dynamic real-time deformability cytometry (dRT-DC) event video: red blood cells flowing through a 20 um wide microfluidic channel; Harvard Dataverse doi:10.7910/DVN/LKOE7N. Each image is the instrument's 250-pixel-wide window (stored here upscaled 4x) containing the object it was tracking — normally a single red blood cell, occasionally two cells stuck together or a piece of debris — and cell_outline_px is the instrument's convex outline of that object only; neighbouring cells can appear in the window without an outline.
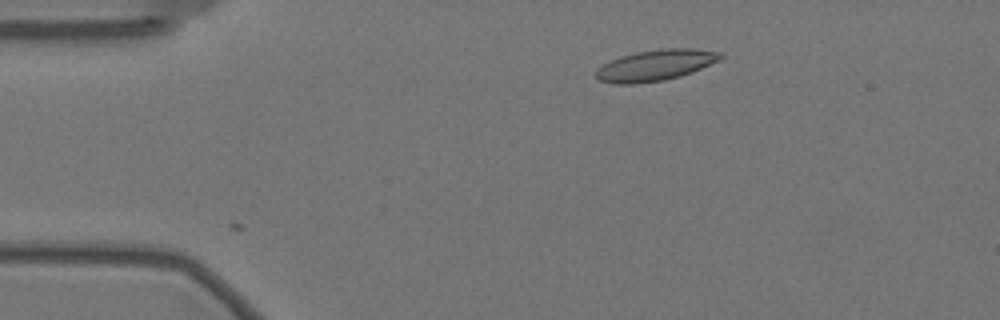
{"species": "Egyptian fruit bat (a non-hibernating species)", "species_latin": "Rousettus aegyptiacus", "temperature_condition": "warm", "stored_images_in_passage": 9, "camera_frame_rate_fps": 3000, "um_per_image_px": 0.085, "animal": {"sex": "female"}, "frame": {"image": 1, "passage_image": 9, "time_ms": 2.667, "image_size_px": [1000, 320], "cell_outline_px": [[724, 56], [720, 60], [692, 72], [680, 76], [664, 80], [636, 84], [612, 84], [600, 80], [596, 76], [596, 68], [620, 56], [636, 52], [664, 48], [696, 48], [720, 52]], "centroid_in_image_um": [55.73, 5.54], "position_along_channel_um": 29.3, "area_um2": 22.54}}